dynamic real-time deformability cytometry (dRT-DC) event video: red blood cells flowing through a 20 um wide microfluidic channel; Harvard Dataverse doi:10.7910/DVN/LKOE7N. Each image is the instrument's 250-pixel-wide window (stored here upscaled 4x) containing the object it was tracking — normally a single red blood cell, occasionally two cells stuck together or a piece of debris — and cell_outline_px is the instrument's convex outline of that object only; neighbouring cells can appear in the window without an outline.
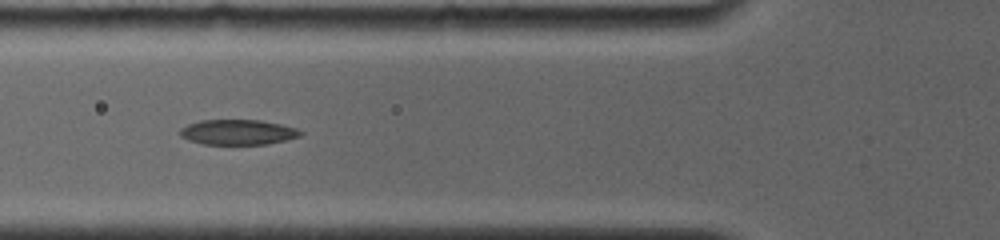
{"species": "common noctule bat (a hibernating species)", "species_latin": "Nyctalus noctula", "temperature_condition": "room temperature", "stored_images_in_passage": 9, "camera_frame_rate_fps": 4000, "um_per_image_px": 0.085, "animal": {"sex": "female", "body_mass_g": 19.0, "forearm_length_mm": 56.7}, "frame": {"image": 1, "passage_image": 6, "time_ms": 4.75, "image_size_px": [1000, 240], "cell_outline_px": [[304, 132], [300, 136], [268, 144], [204, 144], [188, 140], [180, 136], [180, 128], [188, 124], [200, 120], [260, 120], [280, 124], [296, 128]], "centroid_in_image_um": [20.2, 11.23], "position_along_channel_um": 105.6, "area_um2": 17.63}}
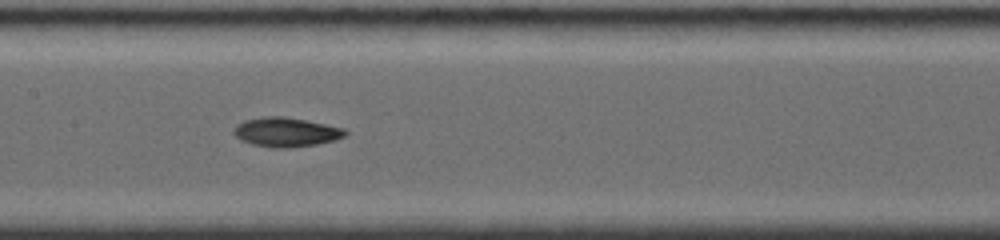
{"frame": {"image": 2, "passage_image": 8, "time_ms": 6.75, "image_size_px": [1000, 240], "cell_outline_px": [[348, 132], [344, 136], [332, 140], [316, 144], [292, 148], [272, 148], [252, 144], [240, 140], [232, 132], [236, 124], [244, 120], [264, 116], [280, 116], [304, 120], [344, 128]], "centroid_in_image_um": [24.26, 11.23], "position_along_channel_um": 183.1, "area_um2": 18.96}}
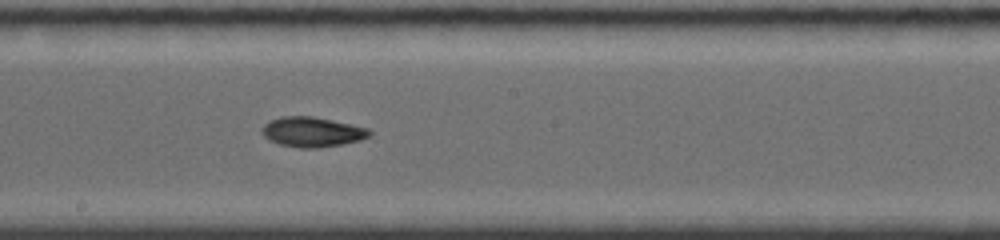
{"frame": {"image": 3, "passage_image": 9, "time_ms": 7.75, "image_size_px": [1000, 240], "cell_outline_px": [[372, 132], [368, 136], [360, 140], [344, 144], [316, 148], [300, 148], [280, 144], [264, 136], [260, 132], [264, 124], [280, 116], [312, 116], [368, 128]], "centroid_in_image_um": [26.53, 11.21], "position_along_channel_um": 221.7, "area_um2": 18.55}}